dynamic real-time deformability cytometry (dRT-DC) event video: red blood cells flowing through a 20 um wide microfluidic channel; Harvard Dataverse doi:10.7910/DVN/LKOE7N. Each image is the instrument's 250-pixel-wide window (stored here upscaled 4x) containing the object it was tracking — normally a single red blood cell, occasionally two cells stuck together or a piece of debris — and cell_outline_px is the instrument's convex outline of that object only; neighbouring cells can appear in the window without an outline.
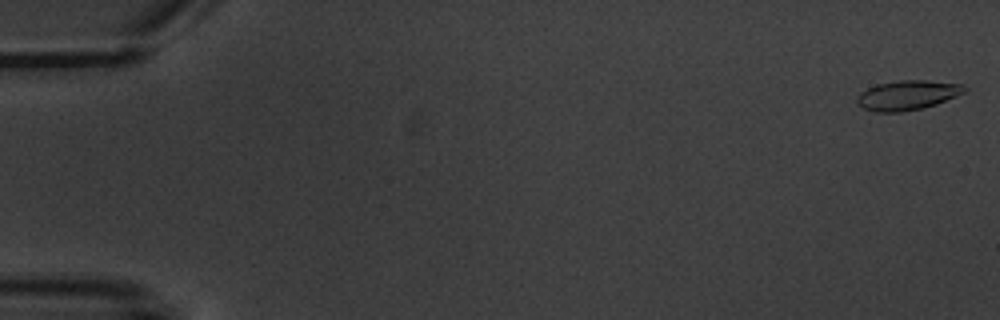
{"species": "common noctule bat (a hibernating species)", "species_latin": "Nyctalus noctula", "temperature_condition": "warm", "stored_images_in_passage": 3, "camera_frame_rate_fps": 3000, "um_per_image_px": 0.085, "animal": {"sex": "male", "body_mass_g": 20.1, "forearm_length_mm": 53.5}, "frame": {"image": 1, "passage_image": 1, "time_ms": 0.0, "image_size_px": [1000, 320], "cell_outline_px": [[968, 88], [964, 92], [956, 96], [936, 104], [924, 108], [900, 112], [876, 112], [864, 108], [856, 104], [856, 96], [860, 92], [876, 84], [900, 80], [928, 80], [964, 84]], "centroid_in_image_um": [77.12, 8.08], "position_along_channel_um": 7.9, "area_um2": 18.73}}